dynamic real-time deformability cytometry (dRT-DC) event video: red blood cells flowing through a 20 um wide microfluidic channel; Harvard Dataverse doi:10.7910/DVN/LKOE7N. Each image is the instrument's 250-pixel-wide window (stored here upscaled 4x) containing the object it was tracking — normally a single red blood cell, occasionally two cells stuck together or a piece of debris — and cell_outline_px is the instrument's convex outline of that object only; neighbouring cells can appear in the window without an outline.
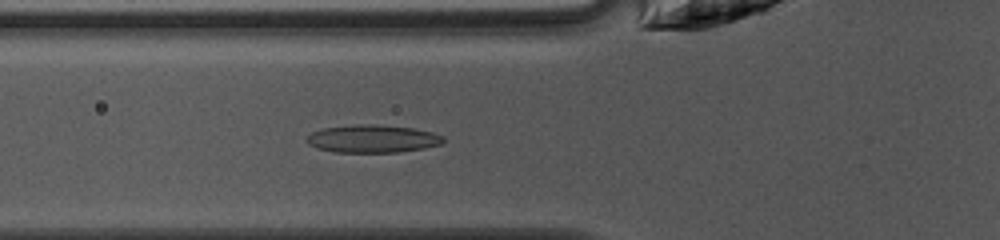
{"species": "common noctule bat (a hibernating species)", "species_latin": "Nyctalus noctula", "temperature_condition": "warm", "stored_images_in_passage": 35, "camera_frame_rate_fps": 3000, "um_per_image_px": 0.085, "animal": {"sex": "female", "body_mass_g": 10.0, "forearm_length_mm": 53.1}, "frame": {"image": 1, "passage_image": 5, "time_ms": 1.333, "image_size_px": [1000, 240], "cell_outline_px": [[444, 144], [424, 148], [400, 152], [332, 152], [316, 148], [308, 144], [304, 140], [312, 132], [324, 128], [356, 124], [372, 124], [412, 128], [432, 132], [444, 136]], "centroid_in_image_um": [31.66, 11.8], "position_along_channel_um": 94.1, "area_um2": 22.25}}
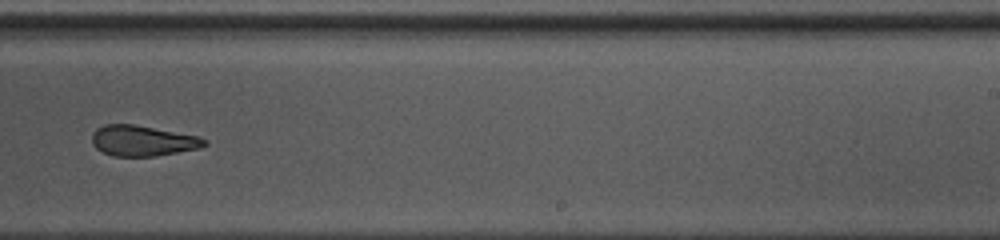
{"frame": {"image": 2, "passage_image": 18, "time_ms": 5.667, "image_size_px": [1000, 240], "cell_outline_px": [[208, 144], [200, 148], [152, 156], [112, 156], [96, 148], [92, 144], [92, 132], [96, 128], [104, 124], [132, 124], [200, 136], [208, 140]], "centroid_in_image_um": [12.12, 11.95], "position_along_channel_um": 276.9, "area_um2": 20.06}}
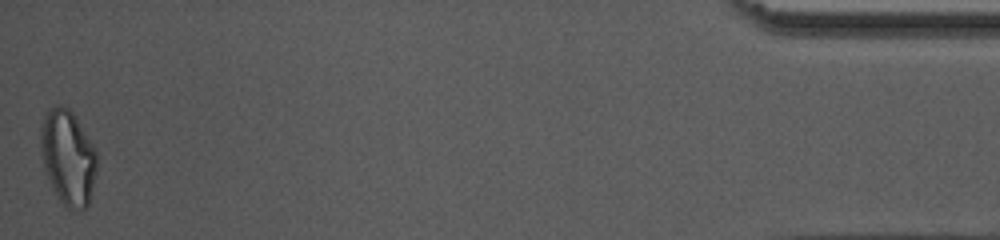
{"frame": {"image": 3, "passage_image": 35, "time_ms": 11.333, "image_size_px": [1000, 240], "cell_outline_px": [[96, 172], [88, 204], [84, 208], [68, 208], [60, 200], [52, 188], [44, 168], [40, 144], [40, 128], [44, 116], [52, 108], [68, 108], [76, 116], [92, 144], [96, 152]], "centroid_in_image_um": [5.77, 13.38], "position_along_channel_um": 429.4, "area_um2": 30.4}, "authors_computed_cell_mechanics": {"area_um2": 21.3282, "velocity_mm_per_s": 4.2065, "shape_relaxation_time_tau1_ms": 8.7284, "shape_relaxation_time_tau2_ms": 3.1848, "deformation_change_tau1": 0.2329, "deformation_change_tau2": 0.1327}}